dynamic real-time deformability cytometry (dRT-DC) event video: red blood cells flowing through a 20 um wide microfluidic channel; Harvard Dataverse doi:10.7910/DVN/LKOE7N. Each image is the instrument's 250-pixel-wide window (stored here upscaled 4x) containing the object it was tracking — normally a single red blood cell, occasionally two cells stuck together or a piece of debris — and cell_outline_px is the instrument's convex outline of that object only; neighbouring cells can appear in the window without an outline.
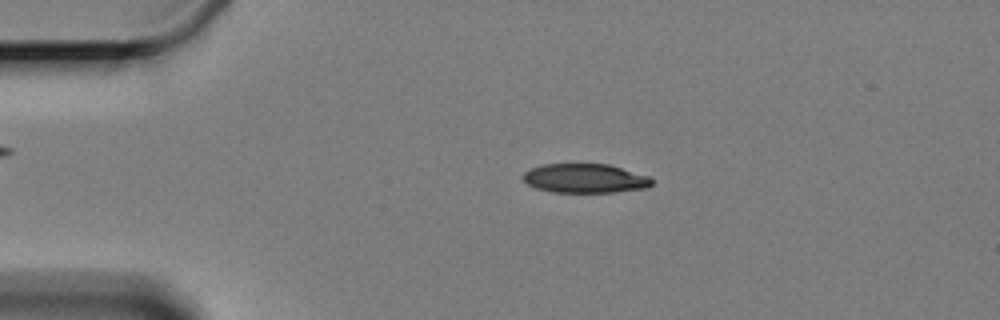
{"species": "Egyptian fruit bat (a non-hibernating species)", "species_latin": "Rousettus aegyptiacus", "temperature_condition": "cold", "stored_images_in_passage": 5, "camera_frame_rate_fps": 3000, "um_per_image_px": 0.085, "animal": {"sex": "female"}, "frame": {"image": 1, "passage_image": 3, "time_ms": 2.333, "image_size_px": [1000, 320], "cell_outline_px": [[652, 184], [648, 188], [612, 192], [552, 192], [536, 188], [528, 184], [520, 176], [524, 172], [532, 168], [544, 164], [608, 164], [648, 176], [652, 180]], "centroid_in_image_um": [49.7, 15.16], "position_along_channel_um": 35.3, "area_um2": 21.79}}
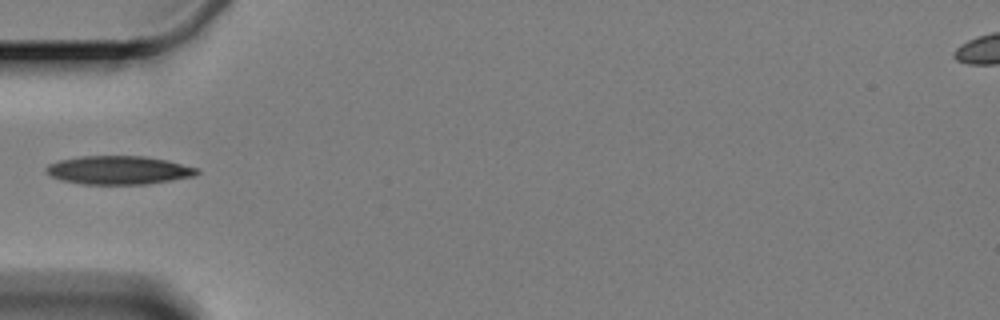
{"frame": {"image": 2, "passage_image": 5, "time_ms": 4.667, "image_size_px": [1000, 320], "cell_outline_px": [[200, 172], [196, 176], [148, 184], [84, 184], [60, 180], [44, 172], [44, 168], [48, 164], [60, 160], [84, 156], [144, 156], [168, 160], [196, 168]], "centroid_in_image_um": [10.08, 14.46], "position_along_channel_um": 74.9, "area_um2": 25.09}}